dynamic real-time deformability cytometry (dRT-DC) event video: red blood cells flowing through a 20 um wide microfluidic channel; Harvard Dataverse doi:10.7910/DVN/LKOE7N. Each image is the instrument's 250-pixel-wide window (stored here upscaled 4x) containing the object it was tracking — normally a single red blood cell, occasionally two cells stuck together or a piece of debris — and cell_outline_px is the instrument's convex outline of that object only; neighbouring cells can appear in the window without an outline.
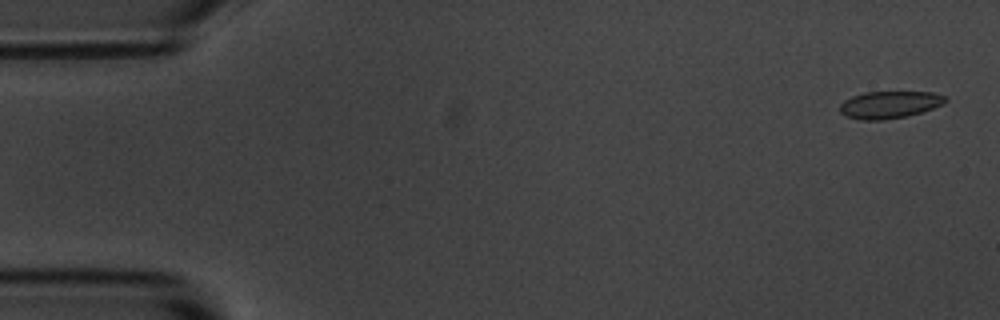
{"species": "common noctule bat (a hibernating species)", "species_latin": "Nyctalus noctula", "temperature_condition": "room temperature", "stored_images_in_passage": 56, "camera_frame_rate_fps": 3000, "um_per_image_px": 0.085, "animal": {"sex": "male", "body_mass_g": 20.1, "forearm_length_mm": 53.5}, "frame": {"image": 1, "passage_image": 2, "time_ms": 0.333, "image_size_px": [1000, 320], "cell_outline_px": [[948, 100], [944, 104], [908, 116], [884, 120], [860, 120], [844, 116], [840, 112], [840, 104], [844, 100], [852, 96], [864, 92], [932, 92], [944, 96]], "centroid_in_image_um": [75.58, 8.9], "position_along_channel_um": 9.4, "area_um2": 16.82}}
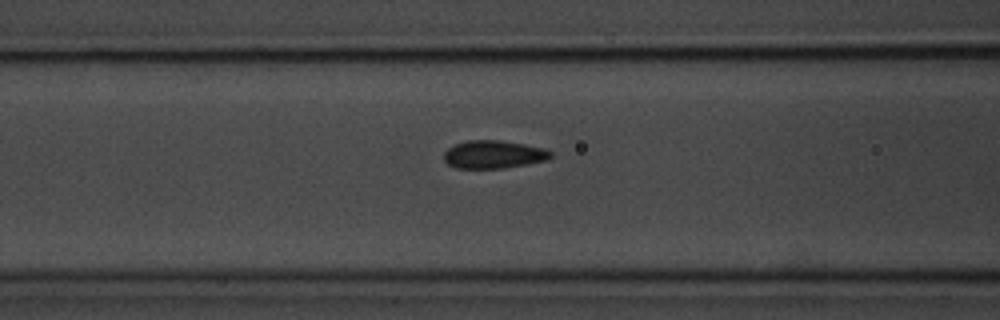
{"frame": {"image": 2, "passage_image": 22, "time_ms": 7.0, "image_size_px": [1000, 320], "cell_outline_px": [[552, 156], [544, 160], [504, 168], [456, 168], [448, 164], [444, 160], [444, 152], [448, 148], [456, 144], [468, 140], [500, 140], [524, 144], [544, 148], [552, 152]], "centroid_in_image_um": [41.93, 13.12], "position_along_channel_um": 124.7, "area_um2": 17.22}}
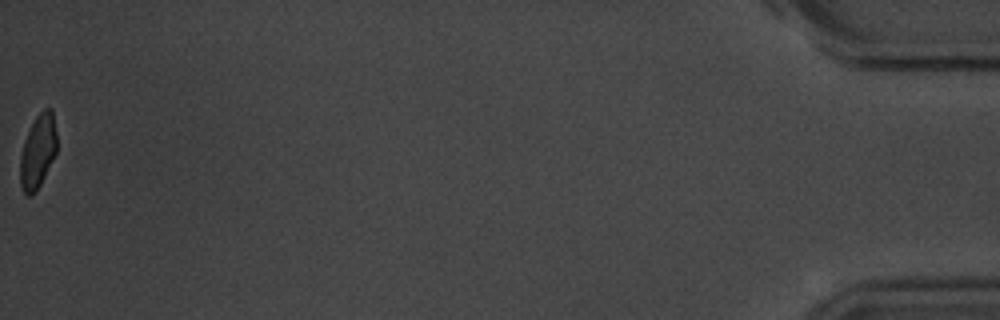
{"frame": {"image": 3, "passage_image": 56, "time_ms": 18.333, "image_size_px": [1000, 320], "cell_outline_px": [[56, 152], [36, 192], [32, 196], [28, 196], [24, 192], [20, 184], [20, 156], [24, 140], [36, 116], [44, 108], [52, 108], [56, 132]], "centroid_in_image_um": [3.21, 12.87], "position_along_channel_um": 432.0, "area_um2": 15.61}, "authors_computed_cell_mechanics": {"area_um2": 17.3978, "velocity_mm_per_s": 3.5991, "shape_relaxation_time_tau1_ms": 2.3422, "shape_relaxation_time_tau2_ms": 1.1214, "deformation_change_tau1": 0.0909, "deformation_change_tau2": 0.0471}}